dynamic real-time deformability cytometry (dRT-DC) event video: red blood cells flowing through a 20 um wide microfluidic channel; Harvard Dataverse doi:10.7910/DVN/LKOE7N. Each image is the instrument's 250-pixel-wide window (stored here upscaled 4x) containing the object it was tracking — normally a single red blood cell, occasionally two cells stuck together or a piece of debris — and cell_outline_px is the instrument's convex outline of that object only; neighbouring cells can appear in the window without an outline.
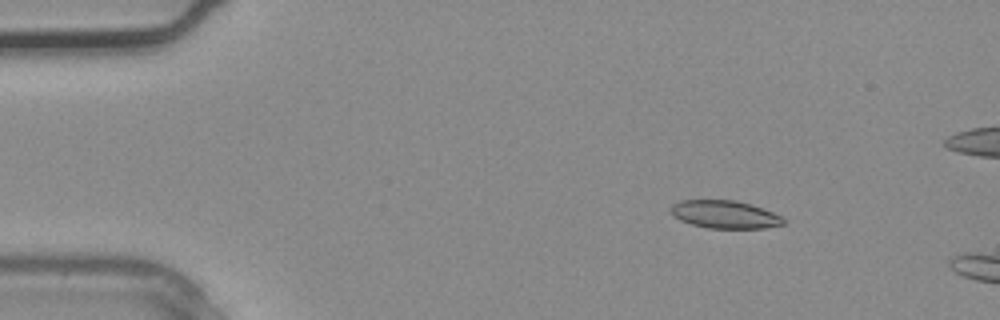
{"species": "common noctule bat (a hibernating species)", "species_latin": "Nyctalus noctula", "temperature_condition": "warm", "stored_images_in_passage": 3, "camera_frame_rate_fps": 3000, "um_per_image_px": 0.085, "animal": {"sex": "male", "body_mass_g": 20.4}, "frame": {"image": 1, "passage_image": 2, "time_ms": 0.333, "image_size_px": [1000, 320], "cell_outline_px": [[784, 224], [764, 228], [708, 228], [692, 224], [680, 220], [668, 208], [672, 204], [680, 200], [736, 200], [752, 204], [772, 212], [780, 216], [784, 220]], "centroid_in_image_um": [61.59, 18.22], "position_along_channel_um": 23.4, "area_um2": 18.21}}